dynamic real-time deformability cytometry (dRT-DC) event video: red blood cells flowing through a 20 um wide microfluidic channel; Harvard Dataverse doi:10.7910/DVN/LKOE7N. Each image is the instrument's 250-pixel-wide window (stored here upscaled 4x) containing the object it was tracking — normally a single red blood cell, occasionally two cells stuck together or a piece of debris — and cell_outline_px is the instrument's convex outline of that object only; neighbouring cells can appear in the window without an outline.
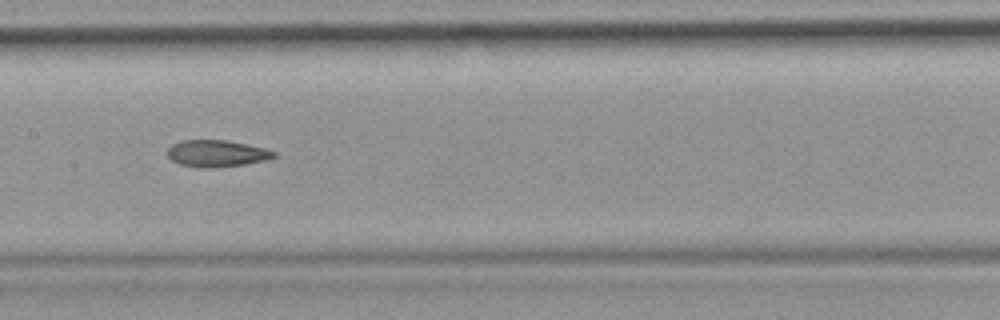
{"species": "common noctule bat (a hibernating species)", "species_latin": "Nyctalus noctula", "temperature_condition": "room temperature", "stored_images_in_passage": 35, "camera_frame_rate_fps": 3000, "um_per_image_px": 0.085, "animal": {"sex": "female", "body_mass_g": 19.9}, "frame": {"image": 1, "passage_image": 11, "time_ms": 3.333, "image_size_px": [1000, 320], "cell_outline_px": [[276, 156], [264, 160], [244, 164], [216, 168], [200, 168], [180, 164], [172, 160], [168, 156], [168, 148], [172, 144], [180, 140], [224, 140], [264, 148], [276, 152]], "centroid_in_image_um": [18.38, 13.05], "position_along_channel_um": 189.0, "area_um2": 16.47}}